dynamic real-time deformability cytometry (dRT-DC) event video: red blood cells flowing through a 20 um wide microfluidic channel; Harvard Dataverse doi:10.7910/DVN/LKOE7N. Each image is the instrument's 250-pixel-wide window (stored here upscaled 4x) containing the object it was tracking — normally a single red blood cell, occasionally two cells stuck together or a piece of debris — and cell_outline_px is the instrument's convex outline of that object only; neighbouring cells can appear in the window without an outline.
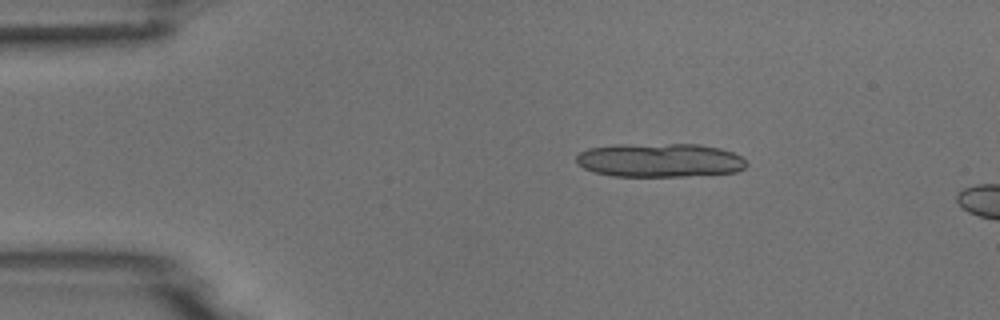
{"species": "common noctule bat (a hibernating species)", "species_latin": "Nyctalus noctula", "temperature_condition": "room temperature", "stored_images_in_passage": 3, "camera_frame_rate_fps": 3000, "um_per_image_px": 0.085, "animal": {"sex": "male", "body_mass_g": 18.8}, "frame": {"image": 1, "passage_image": 1, "time_ms": 0.0, "image_size_px": [1000, 320], "cell_outline_px": [[748, 164], [744, 168], [736, 172], [688, 176], [612, 176], [596, 172], [584, 168], [576, 164], [576, 156], [580, 152], [588, 148], [616, 144], [700, 144], [720, 148], [732, 152], [740, 156]], "centroid_in_image_um": [56.06, 13.61], "position_along_channel_um": 28.9, "area_um2": 33.76}}